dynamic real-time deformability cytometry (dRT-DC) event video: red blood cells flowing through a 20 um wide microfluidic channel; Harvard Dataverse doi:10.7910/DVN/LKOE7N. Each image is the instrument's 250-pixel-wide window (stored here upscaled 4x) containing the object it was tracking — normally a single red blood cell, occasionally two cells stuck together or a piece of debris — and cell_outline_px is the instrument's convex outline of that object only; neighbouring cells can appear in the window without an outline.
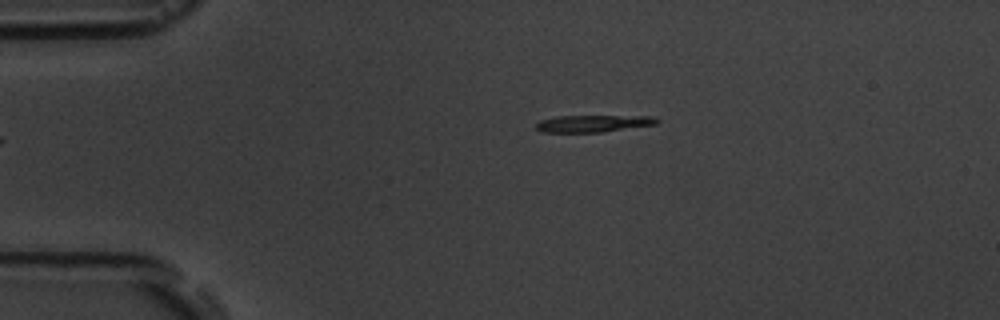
{"species": "common noctule bat (a hibernating species)", "species_latin": "Nyctalus noctula", "temperature_condition": "room temperature", "stored_images_in_passage": 4, "camera_frame_rate_fps": 3000, "um_per_image_px": 0.085, "animal": {"sex": "male", "body_mass_g": 19.5, "forearm_length_mm": 54.6}, "frame": {"image": 1, "passage_image": 1, "time_ms": 0.0, "image_size_px": [1000, 320], "cell_outline_px": [[660, 120], [656, 124], [604, 132], [544, 132], [536, 128], [536, 124], [540, 120], [556, 116], [656, 116]], "centroid_in_image_um": [50.46, 10.49], "position_along_channel_um": 34.5, "area_um2": 11.96}}
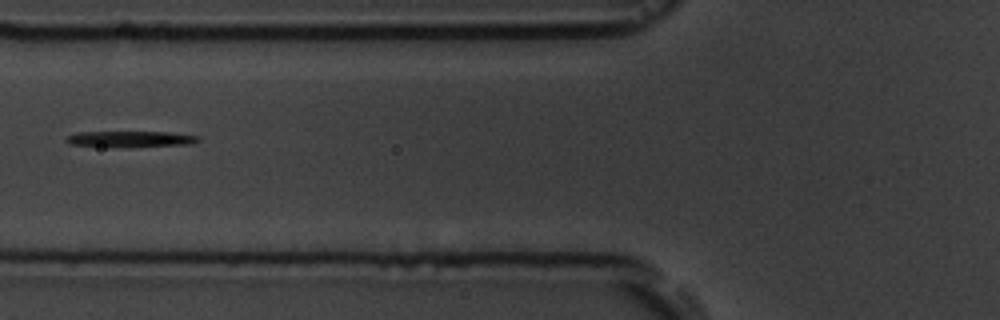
{"frame": {"image": 2, "passage_image": 3, "time_ms": 3.333, "image_size_px": [1000, 320], "cell_outline_px": [[200, 140], [192, 144], [112, 148], [72, 144], [64, 140], [68, 136], [80, 132], [168, 132], [200, 136]], "centroid_in_image_um": [11.11, 11.83], "position_along_channel_um": 114.7, "area_um2": 12.48}}
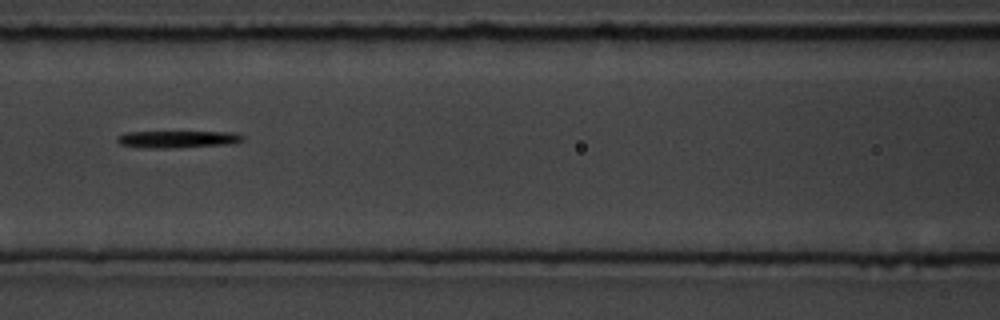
{"frame": {"image": 3, "passage_image": 4, "time_ms": 4.333, "image_size_px": [1000, 320], "cell_outline_px": [[244, 140], [232, 144], [176, 148], [148, 148], [120, 144], [116, 140], [116, 136], [124, 132], [232, 132], [244, 136]], "centroid_in_image_um": [15.1, 11.84], "position_along_channel_um": 151.5, "area_um2": 12.6}}